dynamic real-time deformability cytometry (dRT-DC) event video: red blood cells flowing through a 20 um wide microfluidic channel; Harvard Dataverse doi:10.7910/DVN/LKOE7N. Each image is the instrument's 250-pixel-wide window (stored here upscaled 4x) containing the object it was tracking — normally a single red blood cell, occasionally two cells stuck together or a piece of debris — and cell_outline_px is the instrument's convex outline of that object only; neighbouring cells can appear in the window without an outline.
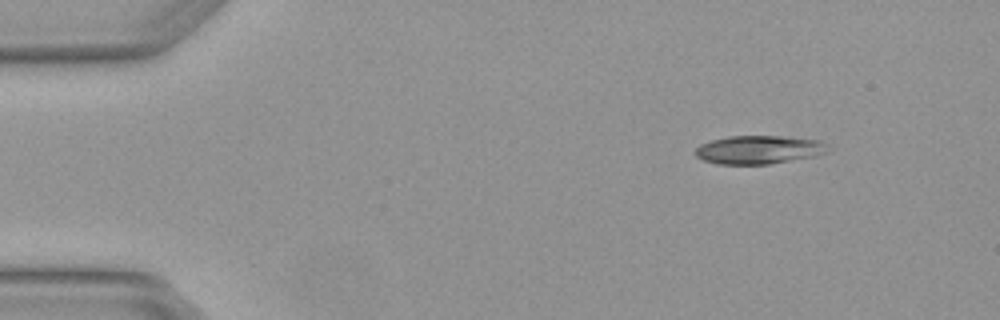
{"species": "Egyptian fruit bat (a non-hibernating species)", "species_latin": "Rousettus aegyptiacus", "temperature_condition": "warm", "stored_images_in_passage": 4, "camera_frame_rate_fps": 3000, "um_per_image_px": 0.085, "animal": {"sex": "female"}, "frame": {"image": 1, "passage_image": 1, "time_ms": 0.0, "image_size_px": [1000, 320], "cell_outline_px": [[828, 152], [816, 156], [768, 164], [716, 164], [704, 160], [696, 156], [696, 148], [700, 144], [712, 140], [728, 136], [784, 136], [820, 140], [824, 144]], "centroid_in_image_um": [64.49, 12.72], "position_along_channel_um": 20.5, "area_um2": 21.85}}
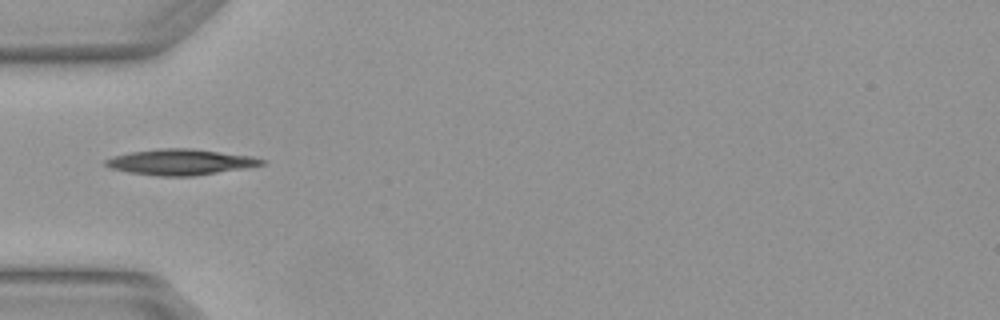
{"frame": {"image": 2, "passage_image": 4, "time_ms": 1.0, "image_size_px": [1000, 320], "cell_outline_px": [[268, 160], [264, 164], [248, 168], [196, 176], [160, 176], [128, 172], [108, 168], [104, 164], [104, 160], [112, 156], [128, 152], [156, 148], [192, 148], [252, 156]], "centroid_in_image_um": [15.35, 13.77], "position_along_channel_um": 69.7, "area_um2": 23.93}}